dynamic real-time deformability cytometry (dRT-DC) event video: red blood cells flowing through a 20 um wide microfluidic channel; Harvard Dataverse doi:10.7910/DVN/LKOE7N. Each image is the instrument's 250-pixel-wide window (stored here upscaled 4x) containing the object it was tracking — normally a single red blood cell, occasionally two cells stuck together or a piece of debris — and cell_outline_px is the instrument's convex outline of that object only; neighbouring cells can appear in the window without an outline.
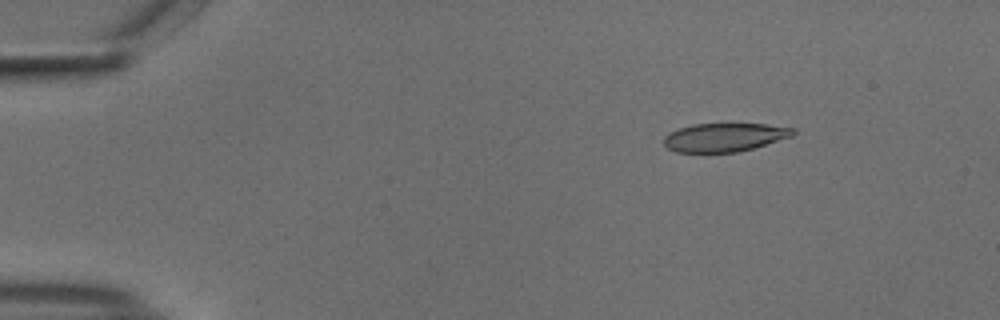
{"species": "common noctule bat (a hibernating species)", "species_latin": "Nyctalus noctula", "temperature_condition": "cold", "stored_images_in_passage": 54, "camera_frame_rate_fps": 3000, "um_per_image_px": 0.085, "animal": {"sex": "male", "body_mass_g": 18.8}, "frame": {"image": 1, "passage_image": 8, "time_ms": 2.333, "image_size_px": [1000, 320], "cell_outline_px": [[796, 132], [792, 136], [752, 148], [736, 152], [676, 152], [668, 148], [664, 144], [664, 136], [668, 132], [692, 124], [768, 124], [796, 128]], "centroid_in_image_um": [61.58, 11.66], "position_along_channel_um": 23.4, "area_um2": 21.39}}
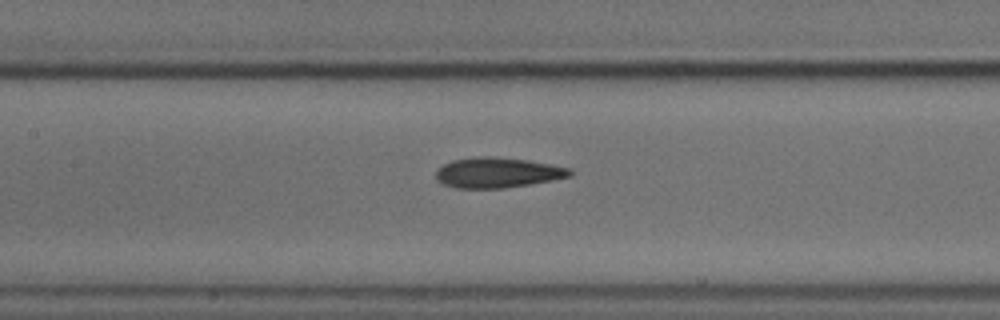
{"frame": {"image": 2, "passage_image": 26, "time_ms": 8.333, "image_size_px": [1000, 320], "cell_outline_px": [[572, 176], [552, 180], [504, 188], [456, 188], [444, 184], [436, 180], [436, 172], [444, 164], [452, 160], [476, 156], [492, 156], [528, 160], [568, 168], [572, 172]], "centroid_in_image_um": [42.26, 14.67], "position_along_channel_um": 165.1, "area_um2": 23.47}}
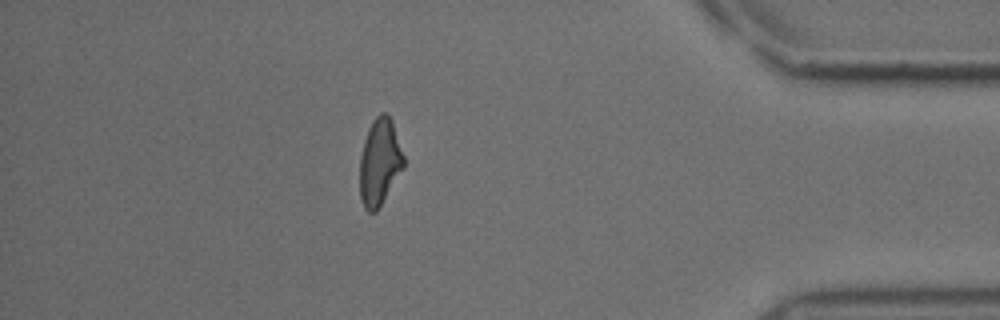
{"frame": {"image": 3, "passage_image": 48, "time_ms": 15.667, "image_size_px": [1000, 320], "cell_outline_px": [[404, 168], [376, 212], [368, 212], [364, 208], [360, 196], [360, 156], [364, 140], [368, 128], [372, 120], [380, 112], [388, 112], [392, 120], [404, 156]], "centroid_in_image_um": [32.27, 13.75], "position_along_channel_um": 402.9, "area_um2": 22.37}, "authors_computed_cell_mechanics": {"area_um2": 23.1489, "velocity_mm_per_s": 3.7351, "shape_relaxation_time_tau1_ms": 4.6146, "shape_relaxation_time_tau2_ms": 2.9955, "deformation_change_tau1": 0.1445, "deformation_change_tau2": 0.1052}}